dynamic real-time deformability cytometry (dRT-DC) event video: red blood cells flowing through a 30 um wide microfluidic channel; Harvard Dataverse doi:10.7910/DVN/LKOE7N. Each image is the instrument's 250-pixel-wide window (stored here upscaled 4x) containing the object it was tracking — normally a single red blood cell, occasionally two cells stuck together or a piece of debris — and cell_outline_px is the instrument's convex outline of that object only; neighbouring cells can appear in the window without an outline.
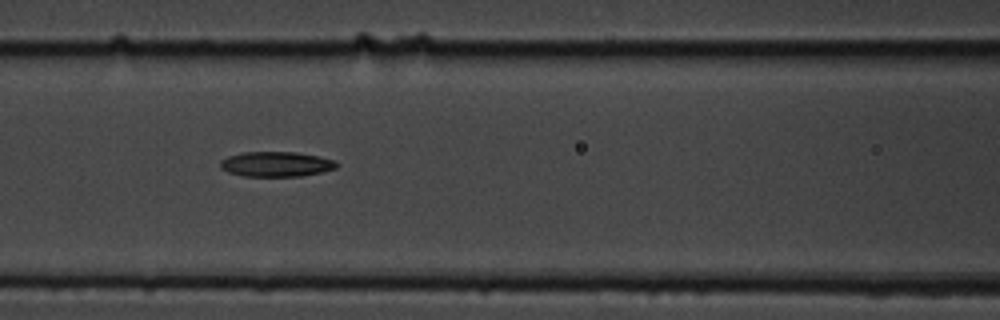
{"species": "common noctule bat (a hibernating species)", "species_latin": "Nyctalus noctula", "temperature_condition": "cold", "stored_images_in_passage": 9, "camera_frame_rate_fps": 3000, "um_per_image_px": 0.085, "animal": {"sex": "male", "body_mass_g": 19.5, "forearm_length_mm": 54.6}, "frame": {"image": 1, "passage_image": 9, "time_ms": 9.333, "image_size_px": [1000, 320], "cell_outline_px": [[340, 164], [336, 168], [320, 172], [300, 176], [244, 176], [228, 172], [220, 168], [220, 160], [228, 156], [240, 152], [296, 152], [316, 156], [332, 160]], "centroid_in_image_um": [23.43, 13.95], "position_along_channel_um": 143.2, "area_um2": 16.88}}